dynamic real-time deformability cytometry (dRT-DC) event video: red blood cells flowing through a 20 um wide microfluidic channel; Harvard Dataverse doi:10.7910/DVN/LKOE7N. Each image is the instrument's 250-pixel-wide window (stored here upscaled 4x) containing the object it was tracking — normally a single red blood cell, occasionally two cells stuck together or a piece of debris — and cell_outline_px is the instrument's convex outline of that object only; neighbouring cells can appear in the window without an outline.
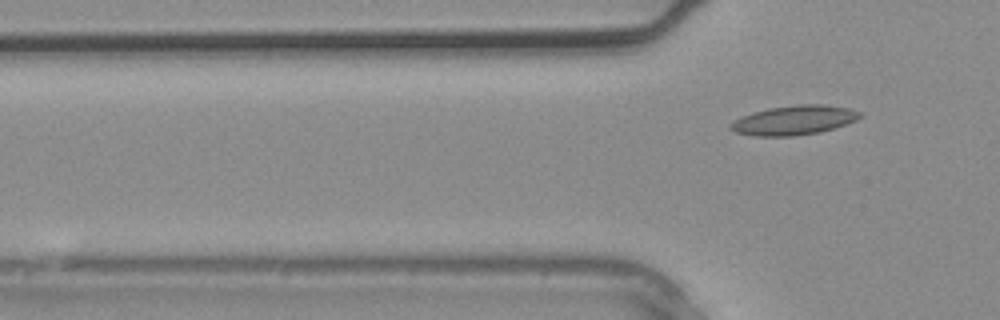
{"species": "common noctule bat (a hibernating species)", "species_latin": "Nyctalus noctula", "temperature_condition": "warm", "stored_images_in_passage": 5, "camera_frame_rate_fps": 3000, "um_per_image_px": 0.085, "animal": {"sex": "male", "body_mass_g": 20.4}, "frame": {"image": 1, "passage_image": 5, "time_ms": 1.333, "image_size_px": [1000, 320], "cell_outline_px": [[864, 116], [856, 120], [820, 132], [792, 136], [756, 136], [736, 132], [728, 128], [736, 120], [744, 116], [768, 108], [800, 104], [824, 104], [848, 108], [860, 112]], "centroid_in_image_um": [67.53, 10.21], "position_along_channel_um": 58.3, "area_um2": 21.79}}